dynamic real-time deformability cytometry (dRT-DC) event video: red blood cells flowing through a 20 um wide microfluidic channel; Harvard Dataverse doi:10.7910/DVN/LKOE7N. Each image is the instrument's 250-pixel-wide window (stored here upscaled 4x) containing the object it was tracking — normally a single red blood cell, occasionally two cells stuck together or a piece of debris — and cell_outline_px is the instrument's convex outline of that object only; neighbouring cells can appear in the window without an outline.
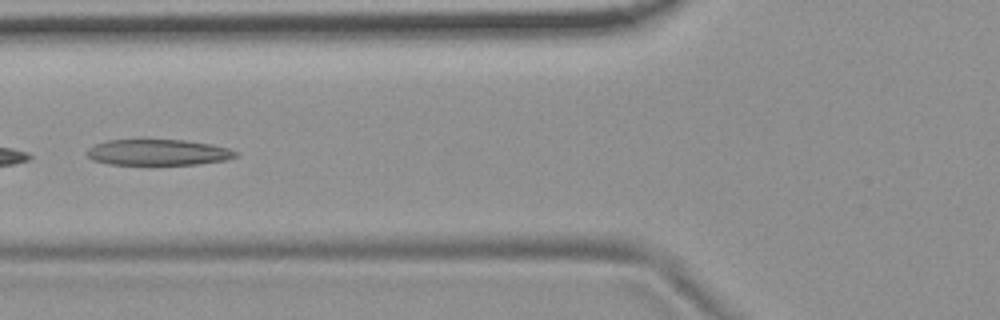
{"species": "common noctule bat (a hibernating species)", "species_latin": "Nyctalus noctula", "temperature_condition": "room temperature", "stored_images_in_passage": 4, "camera_frame_rate_fps": 3000, "um_per_image_px": 0.085, "animal": {"sex": "female", "body_mass_g": 19.9}, "frame": {"image": 1, "passage_image": 4, "time_ms": 1.0, "image_size_px": [1000, 320], "cell_outline_px": [[240, 152], [236, 156], [224, 160], [196, 164], [152, 168], [148, 168], [108, 164], [92, 160], [88, 156], [88, 148], [96, 144], [108, 140], [184, 140], [212, 144], [228, 148]], "centroid_in_image_um": [13.42, 13.01], "position_along_channel_um": 112.4, "area_um2": 23.58}}